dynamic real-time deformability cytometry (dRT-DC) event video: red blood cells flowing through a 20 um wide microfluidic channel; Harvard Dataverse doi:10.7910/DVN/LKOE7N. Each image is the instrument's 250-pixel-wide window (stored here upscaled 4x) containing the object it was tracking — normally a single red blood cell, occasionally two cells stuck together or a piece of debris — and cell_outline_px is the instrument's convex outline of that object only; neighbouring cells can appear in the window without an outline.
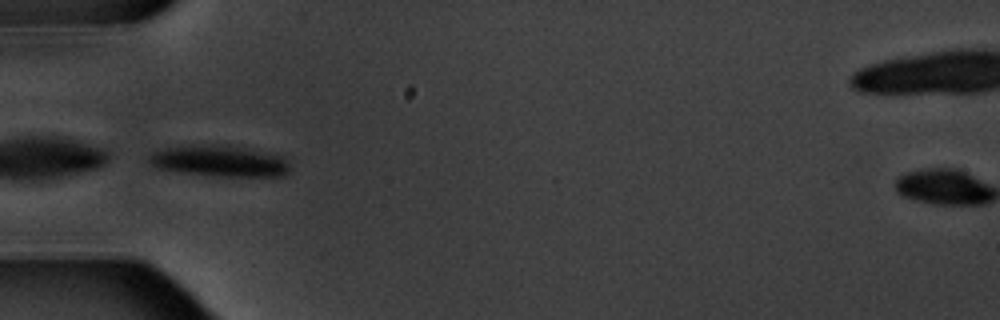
{"species": "common noctule bat (a hibernating species)", "species_latin": "Nyctalus noctula", "temperature_condition": "warm", "stored_images_in_passage": 6, "camera_frame_rate_fps": 3000, "um_per_image_px": 0.085, "animal": {"sex": "male", "body_mass_g": 20.1, "forearm_length_mm": 53.5}, "frame": {"image": 1, "passage_image": 6, "time_ms": 6.0, "image_size_px": [1000, 320], "cell_outline_px": [[288, 172], [284, 176], [216, 176], [180, 172], [156, 168], [148, 160], [148, 156], [152, 152], [164, 148], [192, 144], [228, 144], [276, 152], [284, 156], [288, 164]], "centroid_in_image_um": [18.7, 13.65], "position_along_channel_um": 66.3, "area_um2": 26.41}}